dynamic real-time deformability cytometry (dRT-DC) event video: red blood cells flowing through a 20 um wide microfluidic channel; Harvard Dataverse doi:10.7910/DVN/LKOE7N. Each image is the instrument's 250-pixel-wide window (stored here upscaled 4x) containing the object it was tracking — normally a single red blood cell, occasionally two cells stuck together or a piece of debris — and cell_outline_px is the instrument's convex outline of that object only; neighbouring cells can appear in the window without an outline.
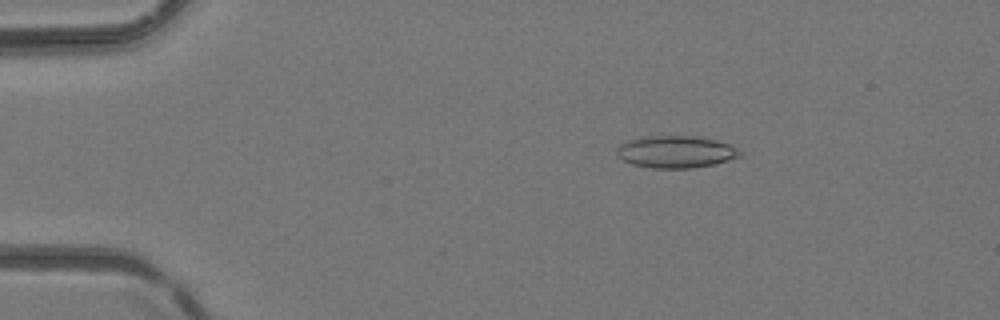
{"species": "common noctule bat (a hibernating species)", "species_latin": "Nyctalus noctula", "temperature_condition": "room temperature", "stored_images_in_passage": 4, "camera_frame_rate_fps": 3000, "um_per_image_px": 0.085, "animal": {"sex": "female", "body_mass_g": 24.6, "forearm_length_mm": 56.2}, "frame": {"image": 1, "passage_image": 2, "time_ms": 0.333, "image_size_px": [1000, 320], "cell_outline_px": [[740, 156], [728, 160], [712, 164], [692, 168], [652, 168], [632, 164], [624, 160], [616, 152], [616, 148], [620, 144], [628, 140], [640, 136], [696, 136], [716, 140], [732, 144], [740, 152]], "centroid_in_image_um": [57.43, 12.89], "position_along_channel_um": 27.6, "area_um2": 23.0}}